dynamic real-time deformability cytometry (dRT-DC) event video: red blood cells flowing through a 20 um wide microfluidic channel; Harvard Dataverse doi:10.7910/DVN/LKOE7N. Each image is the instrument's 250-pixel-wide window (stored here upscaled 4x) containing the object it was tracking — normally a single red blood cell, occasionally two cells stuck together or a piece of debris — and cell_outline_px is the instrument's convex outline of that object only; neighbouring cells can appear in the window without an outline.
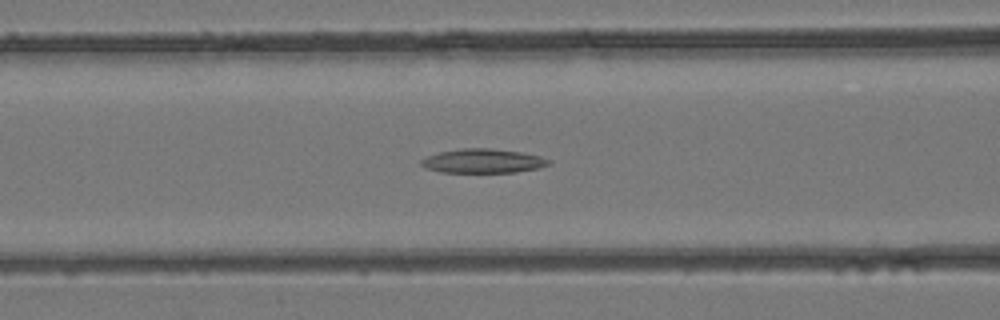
{"species": "common noctule bat (a hibernating species)", "species_latin": "Nyctalus noctula", "temperature_condition": "room temperature", "stored_images_in_passage": 42, "camera_frame_rate_fps": 3000, "um_per_image_px": 0.085, "animal": {"sex": "female", "body_mass_g": 24.6, "forearm_length_mm": 56.2}, "frame": {"image": 1, "passage_image": 18, "time_ms": 5.667, "image_size_px": [1000, 320], "cell_outline_px": [[552, 160], [548, 164], [536, 168], [516, 172], [440, 172], [428, 168], [420, 164], [420, 160], [428, 156], [440, 152], [460, 148], [492, 148], [520, 152], [540, 156]], "centroid_in_image_um": [41.04, 13.67], "position_along_channel_um": 125.6, "area_um2": 17.74}}
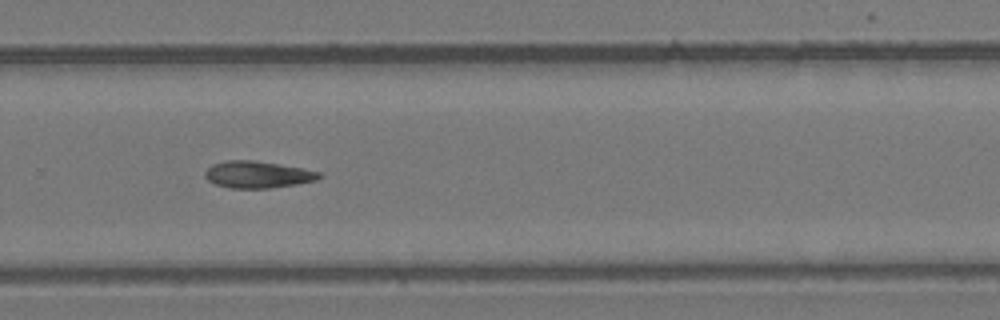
{"frame": {"image": 2, "passage_image": 29, "time_ms": 9.333, "image_size_px": [1000, 320], "cell_outline_px": [[324, 176], [316, 180], [296, 184], [272, 188], [232, 188], [216, 184], [208, 180], [204, 176], [204, 172], [212, 164], [228, 160], [256, 160], [304, 168], [320, 172]], "centroid_in_image_um": [21.92, 14.83], "position_along_channel_um": 307.9, "area_um2": 17.98}}
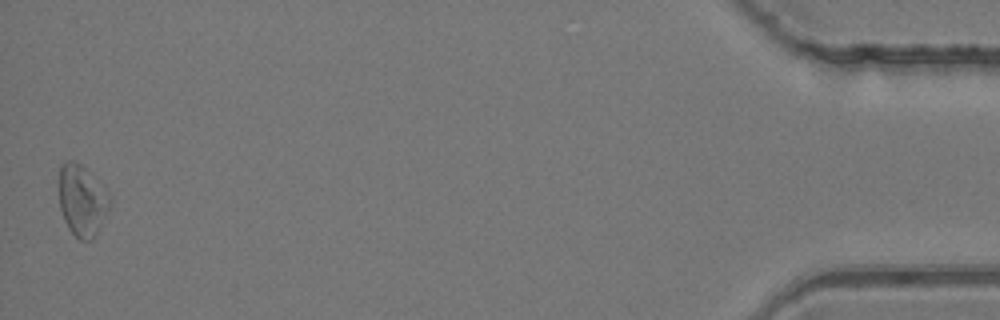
{"frame": {"image": 3, "passage_image": 42, "time_ms": 13.667, "image_size_px": [1000, 320], "cell_outline_px": [[112, 200], [108, 212], [92, 240], [80, 240], [68, 228], [64, 220], [60, 208], [60, 164], [68, 160], [72, 160], [80, 164], [108, 192]], "centroid_in_image_um": [6.98, 17.05], "position_along_channel_um": 428.2, "area_um2": 20.81}}